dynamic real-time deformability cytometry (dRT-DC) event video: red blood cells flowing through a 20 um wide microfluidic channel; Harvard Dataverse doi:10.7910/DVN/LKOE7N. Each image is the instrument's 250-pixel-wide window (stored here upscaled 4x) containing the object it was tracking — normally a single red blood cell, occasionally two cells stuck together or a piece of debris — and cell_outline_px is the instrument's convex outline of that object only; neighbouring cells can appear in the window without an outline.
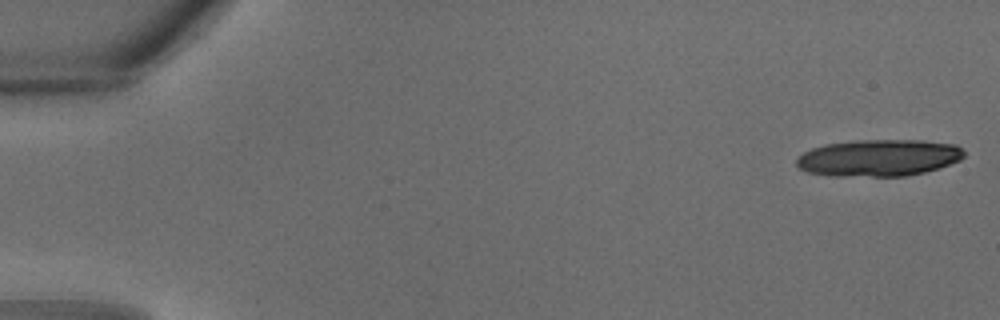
{"species": "common noctule bat (a hibernating species)", "species_latin": "Nyctalus noctula", "temperature_condition": "warm", "stored_images_in_passage": 12, "camera_frame_rate_fps": 3000, "um_per_image_px": 0.085, "animal": {"sex": "male", "body_mass_g": 18.8}, "frame": {"image": 1, "passage_image": 1, "time_ms": 0.0, "image_size_px": [1000, 320], "cell_outline_px": [[964, 156], [960, 160], [924, 172], [908, 176], [828, 176], [808, 172], [800, 168], [796, 164], [796, 160], [804, 152], [812, 148], [824, 144], [856, 140], [920, 140], [956, 144], [964, 152]], "centroid_in_image_um": [74.67, 13.41], "position_along_channel_um": 10.3, "area_um2": 35.95}}